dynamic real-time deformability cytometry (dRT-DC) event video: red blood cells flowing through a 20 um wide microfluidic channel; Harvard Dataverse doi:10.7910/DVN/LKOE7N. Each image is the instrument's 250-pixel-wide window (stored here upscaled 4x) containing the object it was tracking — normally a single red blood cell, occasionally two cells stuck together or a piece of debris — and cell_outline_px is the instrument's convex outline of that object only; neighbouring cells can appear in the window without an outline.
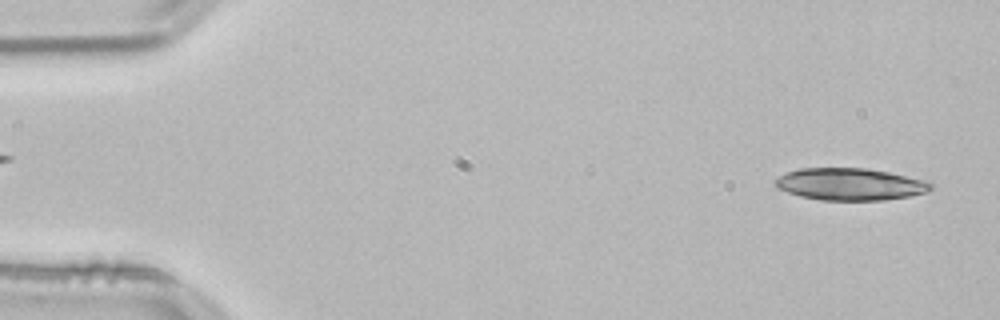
{"species": "common noctule bat (a hibernating species)", "species_latin": "Nyctalus noctula", "temperature_condition": "room temperature", "stored_images_in_passage": 19, "camera_frame_rate_fps": 3000, "um_per_image_px": 0.085, "animal": {"sex": "male", "body_mass_g": 21.5, "forearm_length_mm": 52.0}, "frame": {"image": 1, "passage_image": 2, "time_ms": 0.333, "image_size_px": [1000, 320], "cell_outline_px": [[932, 188], [924, 192], [912, 196], [884, 200], [820, 200], [800, 196], [776, 188], [776, 180], [780, 176], [788, 172], [800, 168], [864, 168], [888, 172], [932, 180]], "centroid_in_image_um": [72.32, 15.66], "position_along_channel_um": 12.7, "area_um2": 29.19}}